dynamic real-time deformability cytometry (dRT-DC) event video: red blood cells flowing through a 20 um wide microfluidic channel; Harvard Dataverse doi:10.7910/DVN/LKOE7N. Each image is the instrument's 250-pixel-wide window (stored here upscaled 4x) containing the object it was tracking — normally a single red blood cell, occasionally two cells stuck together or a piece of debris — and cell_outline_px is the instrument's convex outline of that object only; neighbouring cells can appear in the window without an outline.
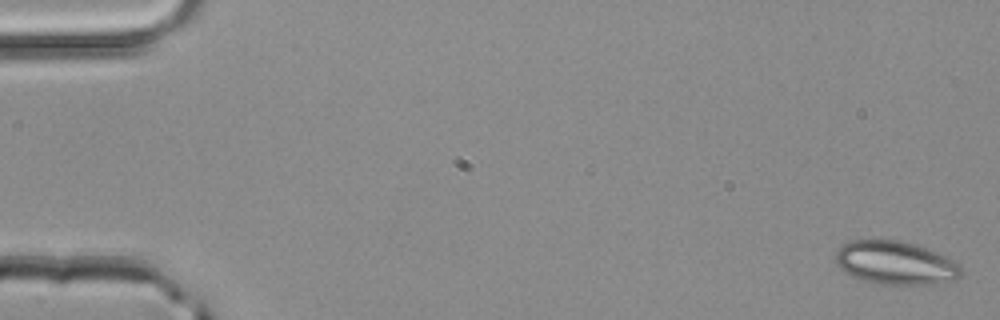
{"species": "common noctule bat (a hibernating species)", "species_latin": "Nyctalus noctula", "temperature_condition": "room temperature", "stored_images_in_passage": 4, "camera_frame_rate_fps": 3000, "um_per_image_px": 0.085, "animal": {"sex": "male", "body_mass_g": 20.4}, "frame": {"image": 1, "passage_image": 1, "time_ms": 0.0, "image_size_px": [1000, 320], "cell_outline_px": [[964, 272], [960, 276], [952, 280], [936, 284], [876, 284], [852, 276], [840, 268], [836, 264], [836, 248], [848, 240], [896, 240], [916, 244], [948, 256], [960, 264]], "centroid_in_image_um": [76.13, 22.34], "position_along_channel_um": 8.9, "area_um2": 32.08}}